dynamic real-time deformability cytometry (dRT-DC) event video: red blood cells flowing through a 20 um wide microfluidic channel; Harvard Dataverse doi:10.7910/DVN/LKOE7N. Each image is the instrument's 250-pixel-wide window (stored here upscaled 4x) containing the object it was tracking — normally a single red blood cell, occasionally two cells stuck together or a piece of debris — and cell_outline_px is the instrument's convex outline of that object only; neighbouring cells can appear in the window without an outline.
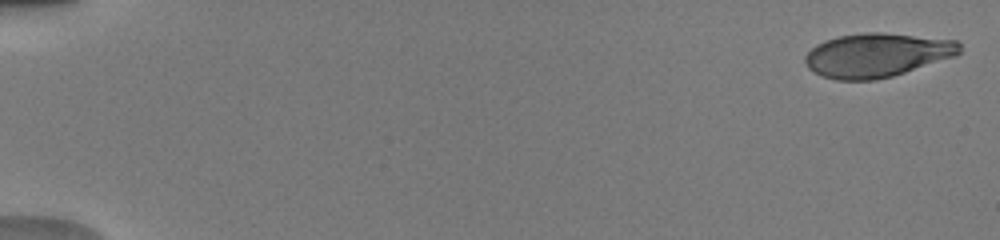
{"species": "human", "species_latin": "Homo sapiens", "temperature_condition": "warm", "stored_images_in_passage": 42, "camera_frame_rate_fps": 3000, "um_per_image_px": 0.085, "donor": {"sex": "male"}, "frame": {"image": 1, "passage_image": 3, "time_ms": 0.333, "image_size_px": [1000, 240], "cell_outline_px": [[960, 52], [956, 56], [892, 76], [876, 80], [836, 80], [812, 72], [808, 68], [804, 60], [804, 56], [816, 44], [824, 40], [840, 36], [864, 32], [880, 32], [956, 40], [960, 44]], "centroid_in_image_um": [74.51, 4.68], "position_along_channel_um": 10.5, "area_um2": 39.54}}
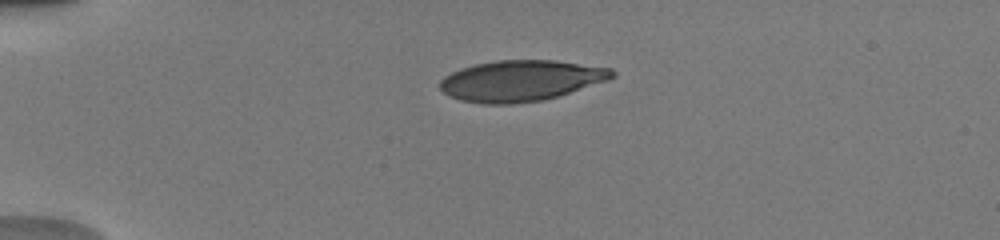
{"frame": {"image": 2, "passage_image": 32, "time_ms": 4.333, "image_size_px": [1000, 240], "cell_outline_px": [[616, 76], [608, 80], [544, 100], [512, 104], [484, 104], [460, 100], [448, 96], [440, 88], [440, 80], [444, 76], [460, 68], [476, 64], [496, 60], [556, 60], [612, 68], [616, 72]], "centroid_in_image_um": [44.27, 6.85], "position_along_channel_um": 40.7, "area_um2": 41.15}}
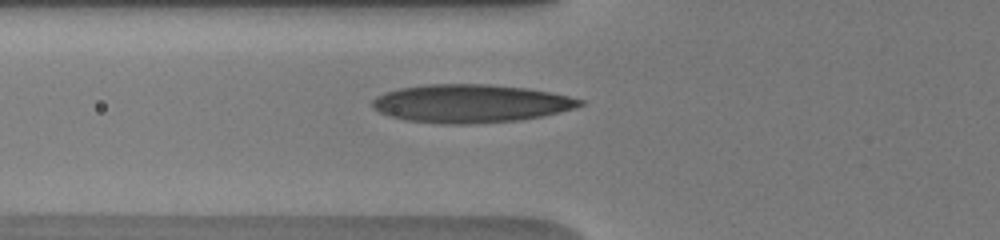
{"frame": {"image": 3, "passage_image": 40, "time_ms": 6.667, "image_size_px": [1000, 240], "cell_outline_px": [[584, 104], [576, 108], [544, 116], [520, 120], [468, 124], [440, 124], [404, 120], [388, 116], [372, 108], [372, 100], [376, 96], [400, 88], [424, 84], [488, 84], [528, 88], [552, 92], [584, 100]], "centroid_in_image_um": [40.02, 8.8], "position_along_channel_um": 85.8, "area_um2": 46.53}}